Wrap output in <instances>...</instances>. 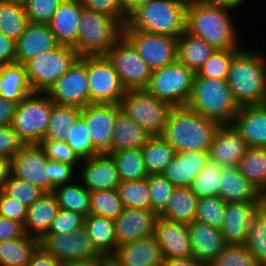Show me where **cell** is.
Here are the masks:
<instances>
[{"label":"cell","instance_id":"obj_37","mask_svg":"<svg viewBox=\"0 0 266 266\" xmlns=\"http://www.w3.org/2000/svg\"><path fill=\"white\" fill-rule=\"evenodd\" d=\"M53 193L60 209L77 212L84 217L90 214L91 192L78 179L54 188Z\"/></svg>","mask_w":266,"mask_h":266},{"label":"cell","instance_id":"obj_4","mask_svg":"<svg viewBox=\"0 0 266 266\" xmlns=\"http://www.w3.org/2000/svg\"><path fill=\"white\" fill-rule=\"evenodd\" d=\"M187 4L180 0H153L135 10L123 30H139L178 38L186 30Z\"/></svg>","mask_w":266,"mask_h":266},{"label":"cell","instance_id":"obj_3","mask_svg":"<svg viewBox=\"0 0 266 266\" xmlns=\"http://www.w3.org/2000/svg\"><path fill=\"white\" fill-rule=\"evenodd\" d=\"M220 124L205 118L187 106L173 107L161 133L176 153L203 151L209 153L215 132Z\"/></svg>","mask_w":266,"mask_h":266},{"label":"cell","instance_id":"obj_65","mask_svg":"<svg viewBox=\"0 0 266 266\" xmlns=\"http://www.w3.org/2000/svg\"><path fill=\"white\" fill-rule=\"evenodd\" d=\"M162 266H205L193 257L164 259Z\"/></svg>","mask_w":266,"mask_h":266},{"label":"cell","instance_id":"obj_68","mask_svg":"<svg viewBox=\"0 0 266 266\" xmlns=\"http://www.w3.org/2000/svg\"><path fill=\"white\" fill-rule=\"evenodd\" d=\"M61 266H111L110 260H93V261H69L64 262Z\"/></svg>","mask_w":266,"mask_h":266},{"label":"cell","instance_id":"obj_15","mask_svg":"<svg viewBox=\"0 0 266 266\" xmlns=\"http://www.w3.org/2000/svg\"><path fill=\"white\" fill-rule=\"evenodd\" d=\"M123 35L152 71L177 60V38L139 30H123Z\"/></svg>","mask_w":266,"mask_h":266},{"label":"cell","instance_id":"obj_26","mask_svg":"<svg viewBox=\"0 0 266 266\" xmlns=\"http://www.w3.org/2000/svg\"><path fill=\"white\" fill-rule=\"evenodd\" d=\"M192 243V257L208 266L225 248L221 230L198 221L188 224Z\"/></svg>","mask_w":266,"mask_h":266},{"label":"cell","instance_id":"obj_35","mask_svg":"<svg viewBox=\"0 0 266 266\" xmlns=\"http://www.w3.org/2000/svg\"><path fill=\"white\" fill-rule=\"evenodd\" d=\"M198 198L190 187H175L165 210L159 215L173 222L192 223L195 221Z\"/></svg>","mask_w":266,"mask_h":266},{"label":"cell","instance_id":"obj_55","mask_svg":"<svg viewBox=\"0 0 266 266\" xmlns=\"http://www.w3.org/2000/svg\"><path fill=\"white\" fill-rule=\"evenodd\" d=\"M80 2L86 9L109 15L123 27L127 22L123 0H80Z\"/></svg>","mask_w":266,"mask_h":266},{"label":"cell","instance_id":"obj_12","mask_svg":"<svg viewBox=\"0 0 266 266\" xmlns=\"http://www.w3.org/2000/svg\"><path fill=\"white\" fill-rule=\"evenodd\" d=\"M106 56L126 90L145 89L152 70L124 35L110 47Z\"/></svg>","mask_w":266,"mask_h":266},{"label":"cell","instance_id":"obj_8","mask_svg":"<svg viewBox=\"0 0 266 266\" xmlns=\"http://www.w3.org/2000/svg\"><path fill=\"white\" fill-rule=\"evenodd\" d=\"M53 105L42 92H33L18 103L11 126L25 145L39 144L45 138Z\"/></svg>","mask_w":266,"mask_h":266},{"label":"cell","instance_id":"obj_23","mask_svg":"<svg viewBox=\"0 0 266 266\" xmlns=\"http://www.w3.org/2000/svg\"><path fill=\"white\" fill-rule=\"evenodd\" d=\"M260 202L226 203L221 233L226 245H245L253 216Z\"/></svg>","mask_w":266,"mask_h":266},{"label":"cell","instance_id":"obj_70","mask_svg":"<svg viewBox=\"0 0 266 266\" xmlns=\"http://www.w3.org/2000/svg\"><path fill=\"white\" fill-rule=\"evenodd\" d=\"M180 1L184 2L185 4H191V3L198 2L200 0H180Z\"/></svg>","mask_w":266,"mask_h":266},{"label":"cell","instance_id":"obj_56","mask_svg":"<svg viewBox=\"0 0 266 266\" xmlns=\"http://www.w3.org/2000/svg\"><path fill=\"white\" fill-rule=\"evenodd\" d=\"M84 216L72 211L60 209L46 234L71 233L84 226Z\"/></svg>","mask_w":266,"mask_h":266},{"label":"cell","instance_id":"obj_71","mask_svg":"<svg viewBox=\"0 0 266 266\" xmlns=\"http://www.w3.org/2000/svg\"><path fill=\"white\" fill-rule=\"evenodd\" d=\"M11 1H16V2H20V3H24L26 0H11Z\"/></svg>","mask_w":266,"mask_h":266},{"label":"cell","instance_id":"obj_67","mask_svg":"<svg viewBox=\"0 0 266 266\" xmlns=\"http://www.w3.org/2000/svg\"><path fill=\"white\" fill-rule=\"evenodd\" d=\"M153 0H123L125 15L128 18L138 8L151 3Z\"/></svg>","mask_w":266,"mask_h":266},{"label":"cell","instance_id":"obj_21","mask_svg":"<svg viewBox=\"0 0 266 266\" xmlns=\"http://www.w3.org/2000/svg\"><path fill=\"white\" fill-rule=\"evenodd\" d=\"M159 215L152 210L124 208L114 220L117 245L154 235Z\"/></svg>","mask_w":266,"mask_h":266},{"label":"cell","instance_id":"obj_36","mask_svg":"<svg viewBox=\"0 0 266 266\" xmlns=\"http://www.w3.org/2000/svg\"><path fill=\"white\" fill-rule=\"evenodd\" d=\"M40 247V240L28 236L0 242V266H27Z\"/></svg>","mask_w":266,"mask_h":266},{"label":"cell","instance_id":"obj_30","mask_svg":"<svg viewBox=\"0 0 266 266\" xmlns=\"http://www.w3.org/2000/svg\"><path fill=\"white\" fill-rule=\"evenodd\" d=\"M229 202H261L262 193L255 188L237 167H223L219 195Z\"/></svg>","mask_w":266,"mask_h":266},{"label":"cell","instance_id":"obj_72","mask_svg":"<svg viewBox=\"0 0 266 266\" xmlns=\"http://www.w3.org/2000/svg\"><path fill=\"white\" fill-rule=\"evenodd\" d=\"M262 197L266 198V190H265V192L262 194Z\"/></svg>","mask_w":266,"mask_h":266},{"label":"cell","instance_id":"obj_62","mask_svg":"<svg viewBox=\"0 0 266 266\" xmlns=\"http://www.w3.org/2000/svg\"><path fill=\"white\" fill-rule=\"evenodd\" d=\"M15 63V41L0 33V65Z\"/></svg>","mask_w":266,"mask_h":266},{"label":"cell","instance_id":"obj_16","mask_svg":"<svg viewBox=\"0 0 266 266\" xmlns=\"http://www.w3.org/2000/svg\"><path fill=\"white\" fill-rule=\"evenodd\" d=\"M12 176L30 182L44 193L53 192L49 183V159L39 144L25 145L11 159Z\"/></svg>","mask_w":266,"mask_h":266},{"label":"cell","instance_id":"obj_7","mask_svg":"<svg viewBox=\"0 0 266 266\" xmlns=\"http://www.w3.org/2000/svg\"><path fill=\"white\" fill-rule=\"evenodd\" d=\"M196 73L178 60L152 71L145 90L172 107L188 104Z\"/></svg>","mask_w":266,"mask_h":266},{"label":"cell","instance_id":"obj_49","mask_svg":"<svg viewBox=\"0 0 266 266\" xmlns=\"http://www.w3.org/2000/svg\"><path fill=\"white\" fill-rule=\"evenodd\" d=\"M239 50H217L197 71L199 77L227 80L231 61Z\"/></svg>","mask_w":266,"mask_h":266},{"label":"cell","instance_id":"obj_52","mask_svg":"<svg viewBox=\"0 0 266 266\" xmlns=\"http://www.w3.org/2000/svg\"><path fill=\"white\" fill-rule=\"evenodd\" d=\"M2 190L10 197L15 198L19 202L29 207L38 198H40L44 192L32 185L30 182L19 179L14 176L5 182Z\"/></svg>","mask_w":266,"mask_h":266},{"label":"cell","instance_id":"obj_33","mask_svg":"<svg viewBox=\"0 0 266 266\" xmlns=\"http://www.w3.org/2000/svg\"><path fill=\"white\" fill-rule=\"evenodd\" d=\"M84 227L93 246L103 257L109 259L118 248L114 220L89 214L84 218Z\"/></svg>","mask_w":266,"mask_h":266},{"label":"cell","instance_id":"obj_20","mask_svg":"<svg viewBox=\"0 0 266 266\" xmlns=\"http://www.w3.org/2000/svg\"><path fill=\"white\" fill-rule=\"evenodd\" d=\"M154 235L164 259L192 257V243L188 224L159 217Z\"/></svg>","mask_w":266,"mask_h":266},{"label":"cell","instance_id":"obj_32","mask_svg":"<svg viewBox=\"0 0 266 266\" xmlns=\"http://www.w3.org/2000/svg\"><path fill=\"white\" fill-rule=\"evenodd\" d=\"M32 93L23 64L0 65V97L19 103Z\"/></svg>","mask_w":266,"mask_h":266},{"label":"cell","instance_id":"obj_50","mask_svg":"<svg viewBox=\"0 0 266 266\" xmlns=\"http://www.w3.org/2000/svg\"><path fill=\"white\" fill-rule=\"evenodd\" d=\"M147 180L151 210L160 215L167 207L175 186L162 174H150Z\"/></svg>","mask_w":266,"mask_h":266},{"label":"cell","instance_id":"obj_44","mask_svg":"<svg viewBox=\"0 0 266 266\" xmlns=\"http://www.w3.org/2000/svg\"><path fill=\"white\" fill-rule=\"evenodd\" d=\"M223 166L209 159L205 168L196 176L190 189L199 199L218 196Z\"/></svg>","mask_w":266,"mask_h":266},{"label":"cell","instance_id":"obj_42","mask_svg":"<svg viewBox=\"0 0 266 266\" xmlns=\"http://www.w3.org/2000/svg\"><path fill=\"white\" fill-rule=\"evenodd\" d=\"M81 116V108L54 104L50 114V121L44 139L64 142L69 128H72Z\"/></svg>","mask_w":266,"mask_h":266},{"label":"cell","instance_id":"obj_57","mask_svg":"<svg viewBox=\"0 0 266 266\" xmlns=\"http://www.w3.org/2000/svg\"><path fill=\"white\" fill-rule=\"evenodd\" d=\"M78 170L70 164L49 160V183L53 188L77 179Z\"/></svg>","mask_w":266,"mask_h":266},{"label":"cell","instance_id":"obj_61","mask_svg":"<svg viewBox=\"0 0 266 266\" xmlns=\"http://www.w3.org/2000/svg\"><path fill=\"white\" fill-rule=\"evenodd\" d=\"M18 102L0 97V127L11 126Z\"/></svg>","mask_w":266,"mask_h":266},{"label":"cell","instance_id":"obj_2","mask_svg":"<svg viewBox=\"0 0 266 266\" xmlns=\"http://www.w3.org/2000/svg\"><path fill=\"white\" fill-rule=\"evenodd\" d=\"M256 48L247 44L230 64L226 81L240 107L266 104V51Z\"/></svg>","mask_w":266,"mask_h":266},{"label":"cell","instance_id":"obj_40","mask_svg":"<svg viewBox=\"0 0 266 266\" xmlns=\"http://www.w3.org/2000/svg\"><path fill=\"white\" fill-rule=\"evenodd\" d=\"M141 151L149 175L161 174L176 154L175 150L160 136H151Z\"/></svg>","mask_w":266,"mask_h":266},{"label":"cell","instance_id":"obj_47","mask_svg":"<svg viewBox=\"0 0 266 266\" xmlns=\"http://www.w3.org/2000/svg\"><path fill=\"white\" fill-rule=\"evenodd\" d=\"M65 142L81 160L89 159L101 152L93 145L84 119L80 116L72 128L68 129Z\"/></svg>","mask_w":266,"mask_h":266},{"label":"cell","instance_id":"obj_45","mask_svg":"<svg viewBox=\"0 0 266 266\" xmlns=\"http://www.w3.org/2000/svg\"><path fill=\"white\" fill-rule=\"evenodd\" d=\"M90 214L115 220L123 211L124 205L117 189L91 192Z\"/></svg>","mask_w":266,"mask_h":266},{"label":"cell","instance_id":"obj_58","mask_svg":"<svg viewBox=\"0 0 266 266\" xmlns=\"http://www.w3.org/2000/svg\"><path fill=\"white\" fill-rule=\"evenodd\" d=\"M0 217L15 220L24 225L27 206L0 190Z\"/></svg>","mask_w":266,"mask_h":266},{"label":"cell","instance_id":"obj_46","mask_svg":"<svg viewBox=\"0 0 266 266\" xmlns=\"http://www.w3.org/2000/svg\"><path fill=\"white\" fill-rule=\"evenodd\" d=\"M245 246L261 266H266V216L260 210L251 220Z\"/></svg>","mask_w":266,"mask_h":266},{"label":"cell","instance_id":"obj_43","mask_svg":"<svg viewBox=\"0 0 266 266\" xmlns=\"http://www.w3.org/2000/svg\"><path fill=\"white\" fill-rule=\"evenodd\" d=\"M117 191L124 208L151 210L147 178L137 181L120 182Z\"/></svg>","mask_w":266,"mask_h":266},{"label":"cell","instance_id":"obj_1","mask_svg":"<svg viewBox=\"0 0 266 266\" xmlns=\"http://www.w3.org/2000/svg\"><path fill=\"white\" fill-rule=\"evenodd\" d=\"M236 14L233 9L204 1L187 4L186 31L214 49L241 50L247 45L242 39L246 36L239 30L242 27L236 22L240 20Z\"/></svg>","mask_w":266,"mask_h":266},{"label":"cell","instance_id":"obj_24","mask_svg":"<svg viewBox=\"0 0 266 266\" xmlns=\"http://www.w3.org/2000/svg\"><path fill=\"white\" fill-rule=\"evenodd\" d=\"M58 45L49 25L29 22L24 33L15 42V62L24 65Z\"/></svg>","mask_w":266,"mask_h":266},{"label":"cell","instance_id":"obj_31","mask_svg":"<svg viewBox=\"0 0 266 266\" xmlns=\"http://www.w3.org/2000/svg\"><path fill=\"white\" fill-rule=\"evenodd\" d=\"M114 125L111 149L106 154L124 149H141L151 137L121 109L117 112Z\"/></svg>","mask_w":266,"mask_h":266},{"label":"cell","instance_id":"obj_69","mask_svg":"<svg viewBox=\"0 0 266 266\" xmlns=\"http://www.w3.org/2000/svg\"><path fill=\"white\" fill-rule=\"evenodd\" d=\"M259 210L266 216V198L264 197L261 198Z\"/></svg>","mask_w":266,"mask_h":266},{"label":"cell","instance_id":"obj_39","mask_svg":"<svg viewBox=\"0 0 266 266\" xmlns=\"http://www.w3.org/2000/svg\"><path fill=\"white\" fill-rule=\"evenodd\" d=\"M239 172L262 194L266 190V148L249 147L239 161Z\"/></svg>","mask_w":266,"mask_h":266},{"label":"cell","instance_id":"obj_41","mask_svg":"<svg viewBox=\"0 0 266 266\" xmlns=\"http://www.w3.org/2000/svg\"><path fill=\"white\" fill-rule=\"evenodd\" d=\"M109 155L115 162L121 182L142 180L149 176L141 149H124L111 152Z\"/></svg>","mask_w":266,"mask_h":266},{"label":"cell","instance_id":"obj_17","mask_svg":"<svg viewBox=\"0 0 266 266\" xmlns=\"http://www.w3.org/2000/svg\"><path fill=\"white\" fill-rule=\"evenodd\" d=\"M120 109V104H89L81 108L91 141L101 153L111 149L114 121Z\"/></svg>","mask_w":266,"mask_h":266},{"label":"cell","instance_id":"obj_13","mask_svg":"<svg viewBox=\"0 0 266 266\" xmlns=\"http://www.w3.org/2000/svg\"><path fill=\"white\" fill-rule=\"evenodd\" d=\"M90 104H120L126 89L106 55L87 56Z\"/></svg>","mask_w":266,"mask_h":266},{"label":"cell","instance_id":"obj_66","mask_svg":"<svg viewBox=\"0 0 266 266\" xmlns=\"http://www.w3.org/2000/svg\"><path fill=\"white\" fill-rule=\"evenodd\" d=\"M11 175V159L0 156V190H2L5 182L10 178Z\"/></svg>","mask_w":266,"mask_h":266},{"label":"cell","instance_id":"obj_25","mask_svg":"<svg viewBox=\"0 0 266 266\" xmlns=\"http://www.w3.org/2000/svg\"><path fill=\"white\" fill-rule=\"evenodd\" d=\"M232 126L249 147L266 148V104L241 106Z\"/></svg>","mask_w":266,"mask_h":266},{"label":"cell","instance_id":"obj_34","mask_svg":"<svg viewBox=\"0 0 266 266\" xmlns=\"http://www.w3.org/2000/svg\"><path fill=\"white\" fill-rule=\"evenodd\" d=\"M204 40L186 30L177 38V60L195 73L214 52Z\"/></svg>","mask_w":266,"mask_h":266},{"label":"cell","instance_id":"obj_28","mask_svg":"<svg viewBox=\"0 0 266 266\" xmlns=\"http://www.w3.org/2000/svg\"><path fill=\"white\" fill-rule=\"evenodd\" d=\"M82 9L80 0H63L53 14L48 25L60 45L76 44Z\"/></svg>","mask_w":266,"mask_h":266},{"label":"cell","instance_id":"obj_10","mask_svg":"<svg viewBox=\"0 0 266 266\" xmlns=\"http://www.w3.org/2000/svg\"><path fill=\"white\" fill-rule=\"evenodd\" d=\"M121 110L150 136H160L167 124L172 106L157 99L145 89L126 90Z\"/></svg>","mask_w":266,"mask_h":266},{"label":"cell","instance_id":"obj_54","mask_svg":"<svg viewBox=\"0 0 266 266\" xmlns=\"http://www.w3.org/2000/svg\"><path fill=\"white\" fill-rule=\"evenodd\" d=\"M39 146L43 149L45 156L52 161H59L73 165L77 170L82 160L77 154L64 142L42 139Z\"/></svg>","mask_w":266,"mask_h":266},{"label":"cell","instance_id":"obj_64","mask_svg":"<svg viewBox=\"0 0 266 266\" xmlns=\"http://www.w3.org/2000/svg\"><path fill=\"white\" fill-rule=\"evenodd\" d=\"M200 1H204L207 3H212V4H218L221 5L223 7H227L230 9H233L237 12H241L239 11V9H245L246 4L250 5L249 0H200Z\"/></svg>","mask_w":266,"mask_h":266},{"label":"cell","instance_id":"obj_5","mask_svg":"<svg viewBox=\"0 0 266 266\" xmlns=\"http://www.w3.org/2000/svg\"><path fill=\"white\" fill-rule=\"evenodd\" d=\"M186 106L220 125L232 124L240 108L226 80L199 77L197 74Z\"/></svg>","mask_w":266,"mask_h":266},{"label":"cell","instance_id":"obj_38","mask_svg":"<svg viewBox=\"0 0 266 266\" xmlns=\"http://www.w3.org/2000/svg\"><path fill=\"white\" fill-rule=\"evenodd\" d=\"M28 24L23 3L11 0L0 2V33L16 42Z\"/></svg>","mask_w":266,"mask_h":266},{"label":"cell","instance_id":"obj_27","mask_svg":"<svg viewBox=\"0 0 266 266\" xmlns=\"http://www.w3.org/2000/svg\"><path fill=\"white\" fill-rule=\"evenodd\" d=\"M208 160L209 153L203 151L176 153L161 174L175 187H190L196 176L205 168Z\"/></svg>","mask_w":266,"mask_h":266},{"label":"cell","instance_id":"obj_29","mask_svg":"<svg viewBox=\"0 0 266 266\" xmlns=\"http://www.w3.org/2000/svg\"><path fill=\"white\" fill-rule=\"evenodd\" d=\"M59 210L54 193H44L27 207V217L24 223L25 233L40 240L48 232Z\"/></svg>","mask_w":266,"mask_h":266},{"label":"cell","instance_id":"obj_19","mask_svg":"<svg viewBox=\"0 0 266 266\" xmlns=\"http://www.w3.org/2000/svg\"><path fill=\"white\" fill-rule=\"evenodd\" d=\"M111 266H162L164 261L156 236L119 245L109 258Z\"/></svg>","mask_w":266,"mask_h":266},{"label":"cell","instance_id":"obj_6","mask_svg":"<svg viewBox=\"0 0 266 266\" xmlns=\"http://www.w3.org/2000/svg\"><path fill=\"white\" fill-rule=\"evenodd\" d=\"M122 35L123 26L114 18L83 7L73 48L79 57L106 55Z\"/></svg>","mask_w":266,"mask_h":266},{"label":"cell","instance_id":"obj_18","mask_svg":"<svg viewBox=\"0 0 266 266\" xmlns=\"http://www.w3.org/2000/svg\"><path fill=\"white\" fill-rule=\"evenodd\" d=\"M77 179L90 192L117 189L121 182L113 158L106 153L82 160L78 168Z\"/></svg>","mask_w":266,"mask_h":266},{"label":"cell","instance_id":"obj_11","mask_svg":"<svg viewBox=\"0 0 266 266\" xmlns=\"http://www.w3.org/2000/svg\"><path fill=\"white\" fill-rule=\"evenodd\" d=\"M40 247L61 263L109 260L93 246L84 226L67 234H45L40 239Z\"/></svg>","mask_w":266,"mask_h":266},{"label":"cell","instance_id":"obj_22","mask_svg":"<svg viewBox=\"0 0 266 266\" xmlns=\"http://www.w3.org/2000/svg\"><path fill=\"white\" fill-rule=\"evenodd\" d=\"M248 148V144L232 124H223L215 132L209 159L223 167H237Z\"/></svg>","mask_w":266,"mask_h":266},{"label":"cell","instance_id":"obj_60","mask_svg":"<svg viewBox=\"0 0 266 266\" xmlns=\"http://www.w3.org/2000/svg\"><path fill=\"white\" fill-rule=\"evenodd\" d=\"M26 235L24 225L18 221L0 217V242Z\"/></svg>","mask_w":266,"mask_h":266},{"label":"cell","instance_id":"obj_63","mask_svg":"<svg viewBox=\"0 0 266 266\" xmlns=\"http://www.w3.org/2000/svg\"><path fill=\"white\" fill-rule=\"evenodd\" d=\"M61 262L46 253L41 247L32 255L27 266H61Z\"/></svg>","mask_w":266,"mask_h":266},{"label":"cell","instance_id":"obj_9","mask_svg":"<svg viewBox=\"0 0 266 266\" xmlns=\"http://www.w3.org/2000/svg\"><path fill=\"white\" fill-rule=\"evenodd\" d=\"M78 58L73 47L59 44L27 61L24 66L32 91L46 93Z\"/></svg>","mask_w":266,"mask_h":266},{"label":"cell","instance_id":"obj_59","mask_svg":"<svg viewBox=\"0 0 266 266\" xmlns=\"http://www.w3.org/2000/svg\"><path fill=\"white\" fill-rule=\"evenodd\" d=\"M24 146L12 126L0 127V156L12 159Z\"/></svg>","mask_w":266,"mask_h":266},{"label":"cell","instance_id":"obj_53","mask_svg":"<svg viewBox=\"0 0 266 266\" xmlns=\"http://www.w3.org/2000/svg\"><path fill=\"white\" fill-rule=\"evenodd\" d=\"M63 0H26L23 4L29 22L49 24Z\"/></svg>","mask_w":266,"mask_h":266},{"label":"cell","instance_id":"obj_14","mask_svg":"<svg viewBox=\"0 0 266 266\" xmlns=\"http://www.w3.org/2000/svg\"><path fill=\"white\" fill-rule=\"evenodd\" d=\"M51 101L57 105L84 108L90 104L87 77V56L79 57L68 71L47 91Z\"/></svg>","mask_w":266,"mask_h":266},{"label":"cell","instance_id":"obj_51","mask_svg":"<svg viewBox=\"0 0 266 266\" xmlns=\"http://www.w3.org/2000/svg\"><path fill=\"white\" fill-rule=\"evenodd\" d=\"M208 266H261L245 245H226Z\"/></svg>","mask_w":266,"mask_h":266},{"label":"cell","instance_id":"obj_48","mask_svg":"<svg viewBox=\"0 0 266 266\" xmlns=\"http://www.w3.org/2000/svg\"><path fill=\"white\" fill-rule=\"evenodd\" d=\"M225 209L226 202L220 196L199 198L195 220L221 229Z\"/></svg>","mask_w":266,"mask_h":266}]
</instances>
